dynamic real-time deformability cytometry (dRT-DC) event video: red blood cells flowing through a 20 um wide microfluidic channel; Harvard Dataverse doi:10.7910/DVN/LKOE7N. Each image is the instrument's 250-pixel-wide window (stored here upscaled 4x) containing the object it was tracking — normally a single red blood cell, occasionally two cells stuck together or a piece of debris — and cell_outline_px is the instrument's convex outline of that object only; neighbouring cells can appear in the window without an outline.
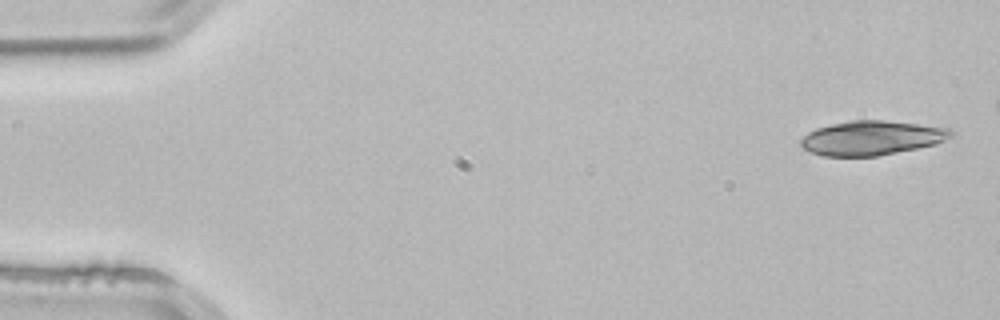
{"species": "common noctule bat (a hibernating species)", "species_latin": "Nyctalus noctula", "temperature_condition": "room temperature", "stored_images_in_passage": 3, "camera_frame_rate_fps": 3000, "um_per_image_px": 0.085, "animal": {"sex": "male", "body_mass_g": 21.5, "forearm_length_mm": 52.0}, "frame": {"image": 1, "passage_image": 1, "time_ms": 0.0, "image_size_px": [1000, 320], "cell_outline_px": [[956, 132], [952, 136], [936, 144], [876, 156], [820, 156], [808, 152], [800, 144], [800, 140], [808, 132], [816, 128], [848, 120], [884, 120], [952, 128]], "centroid_in_image_um": [74.09, 11.72], "position_along_channel_um": 10.9, "area_um2": 30.17}}